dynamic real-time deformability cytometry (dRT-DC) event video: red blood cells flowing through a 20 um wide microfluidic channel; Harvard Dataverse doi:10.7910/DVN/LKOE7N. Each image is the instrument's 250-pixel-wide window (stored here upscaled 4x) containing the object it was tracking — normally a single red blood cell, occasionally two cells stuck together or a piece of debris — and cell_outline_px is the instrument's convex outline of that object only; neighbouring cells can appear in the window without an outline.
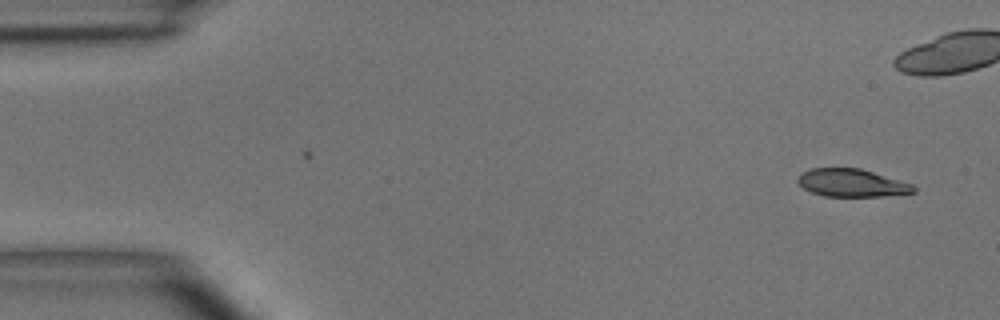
{"species": "common noctule bat (a hibernating species)", "species_latin": "Nyctalus noctula", "temperature_condition": "room temperature", "stored_images_in_passage": 2, "camera_frame_rate_fps": 3000, "um_per_image_px": 0.085, "animal": {"sex": "male", "body_mass_g": 15.6}, "frame": {"image": 1, "passage_image": 2, "time_ms": 1.0, "image_size_px": [1000, 320], "cell_outline_px": [[916, 192], [884, 196], [824, 196], [812, 192], [804, 188], [796, 180], [804, 172], [812, 168], [860, 168], [912, 184], [916, 188]], "centroid_in_image_um": [72.42, 15.55], "position_along_channel_um": 12.6, "area_um2": 18.5}}